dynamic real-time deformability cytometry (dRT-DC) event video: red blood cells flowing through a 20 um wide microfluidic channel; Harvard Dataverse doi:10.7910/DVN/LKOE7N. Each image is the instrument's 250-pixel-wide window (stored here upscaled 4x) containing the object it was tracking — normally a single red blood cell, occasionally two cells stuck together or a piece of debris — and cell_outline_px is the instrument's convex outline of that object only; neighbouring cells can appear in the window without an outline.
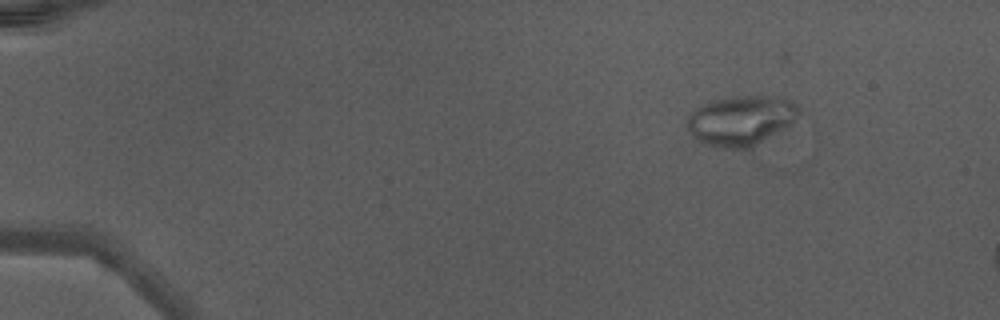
{"species": "Egyptian fruit bat (a non-hibernating species)", "species_latin": "Rousettus aegyptiacus", "temperature_condition": "warm", "stored_images_in_passage": 50, "camera_frame_rate_fps": 3000, "um_per_image_px": 0.085, "animal": {"sex": "male"}, "frame": {"image": 1, "passage_image": 8, "time_ms": 2.333, "image_size_px": [1000, 320], "cell_outline_px": [[804, 112], [784, 128], [752, 148], [724, 148], [704, 144], [688, 128], [688, 112], [700, 104], [712, 100], [728, 96], [784, 96], [792, 100]], "centroid_in_image_um": [63.03, 10.2], "position_along_channel_um": 22.0, "area_um2": 32.77}, "authors_computed_cell_mechanics": {"area_um2": 26.7036, "velocity_mm_per_s": 4.4352, "shape_relaxation_time_tau1_ms": null, "shape_relaxation_time_tau2_ms": 1.4836, "deformation_change_tau1": null, "deformation_change_tau2": 0.1081}}